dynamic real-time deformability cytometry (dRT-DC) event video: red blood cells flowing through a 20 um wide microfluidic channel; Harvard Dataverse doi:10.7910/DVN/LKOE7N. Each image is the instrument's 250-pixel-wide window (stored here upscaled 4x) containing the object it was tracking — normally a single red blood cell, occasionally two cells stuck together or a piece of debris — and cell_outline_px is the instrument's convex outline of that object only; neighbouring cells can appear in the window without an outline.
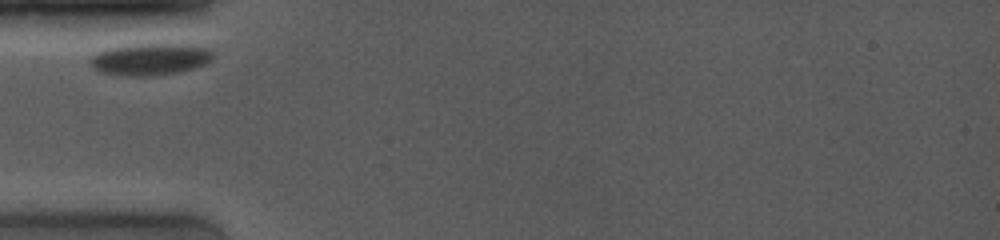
{"species": "common noctule bat (a hibernating species)", "species_latin": "Nyctalus noctula", "temperature_condition": "room temperature", "stored_images_in_passage": 8, "camera_frame_rate_fps": 4000, "um_per_image_px": 0.085, "animal": {"sex": "female", "body_mass_g": 19.0, "forearm_length_mm": 53.3}, "frame": {"image": 1, "passage_image": 1, "time_ms": 0.0, "image_size_px": [1000, 240], "cell_outline_px": [[212, 60], [204, 64], [192, 68], [176, 72], [152, 76], [120, 76], [100, 72], [88, 60], [96, 52], [108, 48], [124, 44], [188, 44], [212, 48]], "centroid_in_image_um": [12.74, 5.02], "position_along_channel_um": 72.3, "area_um2": 23.0}}
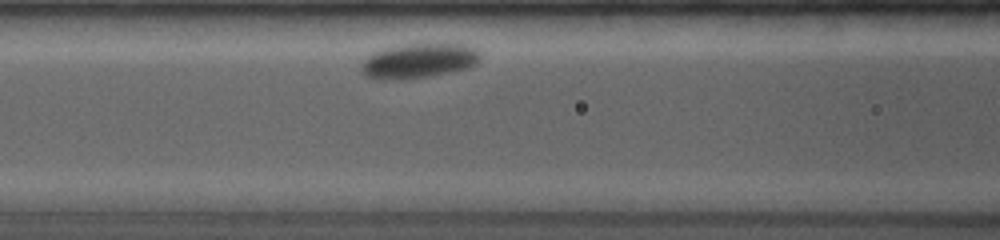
{"frame": {"image": 2, "passage_image": 6, "time_ms": 1.75, "image_size_px": [1000, 240], "cell_outline_px": [[480, 60], [476, 64], [464, 68], [448, 72], [428, 76], [388, 80], [376, 80], [368, 76], [360, 68], [360, 64], [372, 52], [404, 44], [460, 44], [476, 48], [480, 52]], "centroid_in_image_um": [35.57, 5.16], "position_along_channel_um": 131.0, "area_um2": 23.76}}